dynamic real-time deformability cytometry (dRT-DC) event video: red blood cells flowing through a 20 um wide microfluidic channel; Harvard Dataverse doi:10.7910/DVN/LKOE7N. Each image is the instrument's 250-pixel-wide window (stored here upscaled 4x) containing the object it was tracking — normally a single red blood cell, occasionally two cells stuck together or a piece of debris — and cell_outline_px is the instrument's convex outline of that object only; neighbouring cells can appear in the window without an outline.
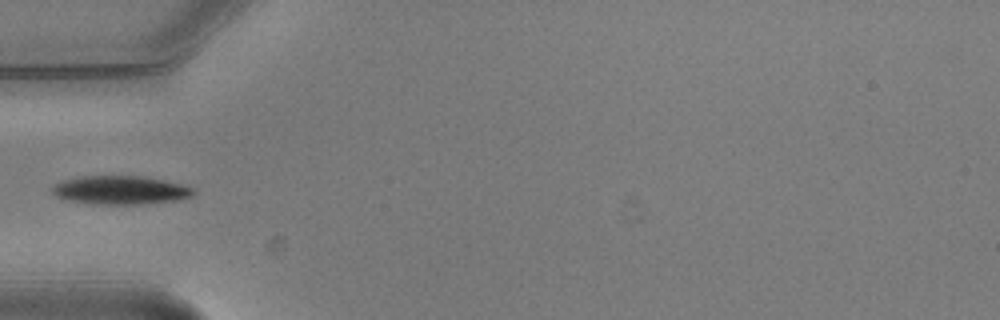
{"species": "common noctule bat (a hibernating species)", "species_latin": "Nyctalus noctula", "temperature_condition": "warm", "stored_images_in_passage": 2, "camera_frame_rate_fps": 3000, "um_per_image_px": 0.085, "animal": {"sex": "male", "body_mass_g": 20.5, "forearm_length_mm": 52.5}, "frame": {"image": 1, "passage_image": 1, "time_ms": 0.0, "image_size_px": [1000, 320], "cell_outline_px": [[196, 192], [192, 196], [176, 200], [140, 204], [96, 204], [68, 200], [56, 196], [52, 192], [52, 188], [60, 180], [80, 176], [144, 176], [184, 184], [192, 188]], "centroid_in_image_um": [10.24, 16.15], "position_along_channel_um": 74.8, "area_um2": 23.52}}
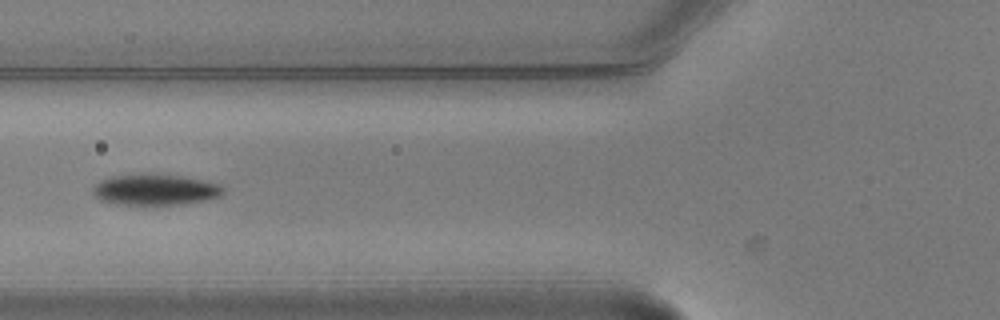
{"frame": {"image": 2, "passage_image": 2, "time_ms": 0.333, "image_size_px": [1000, 320], "cell_outline_px": [[224, 192], [220, 196], [204, 200], [180, 204], [116, 204], [100, 200], [92, 192], [92, 188], [100, 180], [108, 176], [156, 172], [184, 176], [220, 184], [224, 188]], "centroid_in_image_um": [13.17, 16.08], "position_along_channel_um": 112.6, "area_um2": 23.87}}